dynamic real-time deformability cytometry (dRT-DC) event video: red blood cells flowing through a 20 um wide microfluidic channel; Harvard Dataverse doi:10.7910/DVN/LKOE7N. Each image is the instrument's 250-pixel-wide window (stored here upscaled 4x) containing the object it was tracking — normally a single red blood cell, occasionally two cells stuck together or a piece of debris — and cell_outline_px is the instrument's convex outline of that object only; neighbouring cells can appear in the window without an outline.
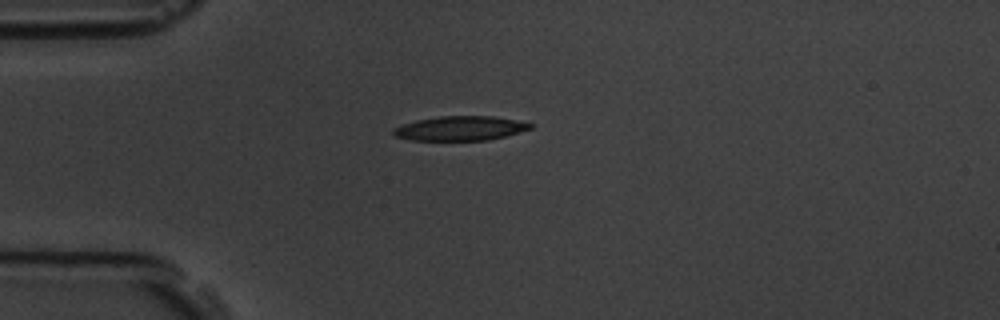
{"species": "common noctule bat (a hibernating species)", "species_latin": "Nyctalus noctula", "temperature_condition": "room temperature", "stored_images_in_passage": 11, "camera_frame_rate_fps": 3000, "um_per_image_px": 0.085, "animal": {"sex": "male", "body_mass_g": 19.5, "forearm_length_mm": 54.6}, "frame": {"image": 1, "passage_image": 4, "time_ms": 4.333, "image_size_px": [1000, 320], "cell_outline_px": [[532, 128], [520, 132], [488, 140], [412, 140], [396, 136], [392, 132], [392, 128], [400, 124], [416, 120], [440, 116], [492, 116], [516, 120], [532, 124]], "centroid_in_image_um": [39.08, 10.9], "position_along_channel_um": 45.9, "area_um2": 19.42}}
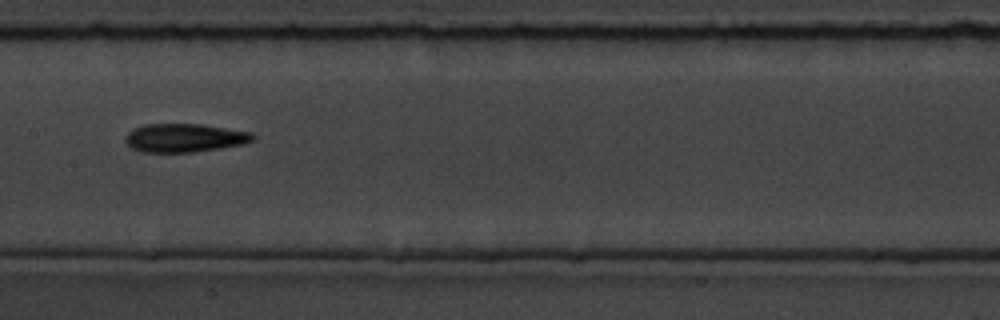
{"frame": {"image": 2, "passage_image": 8, "time_ms": 8.667, "image_size_px": [1000, 320], "cell_outline_px": [[256, 140], [244, 144], [220, 148], [192, 152], [144, 152], [132, 148], [124, 140], [124, 136], [128, 132], [144, 124], [200, 124], [252, 132], [256, 136]], "centroid_in_image_um": [15.72, 11.72], "position_along_channel_um": 191.7, "area_um2": 21.21}}
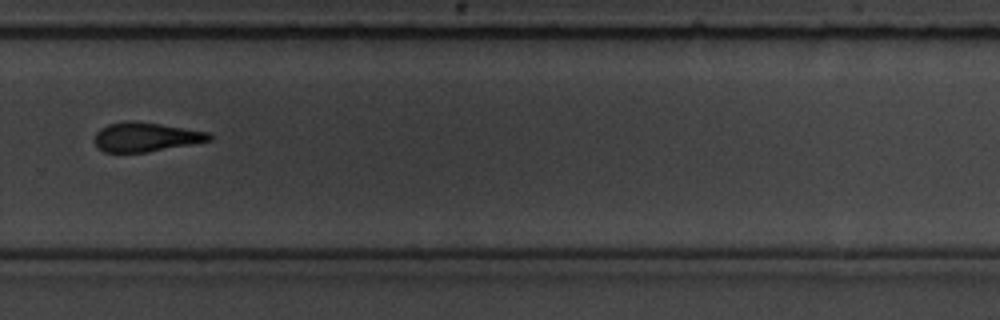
{"frame": {"image": 3, "passage_image": 11, "time_ms": 12.0, "image_size_px": [1000, 320], "cell_outline_px": [[212, 140], [144, 152], [104, 152], [92, 140], [96, 132], [100, 128], [108, 124], [128, 120], [160, 124], [208, 132], [212, 136]], "centroid_in_image_um": [12.33, 11.63], "position_along_channel_um": 317.5, "area_um2": 19.25}}